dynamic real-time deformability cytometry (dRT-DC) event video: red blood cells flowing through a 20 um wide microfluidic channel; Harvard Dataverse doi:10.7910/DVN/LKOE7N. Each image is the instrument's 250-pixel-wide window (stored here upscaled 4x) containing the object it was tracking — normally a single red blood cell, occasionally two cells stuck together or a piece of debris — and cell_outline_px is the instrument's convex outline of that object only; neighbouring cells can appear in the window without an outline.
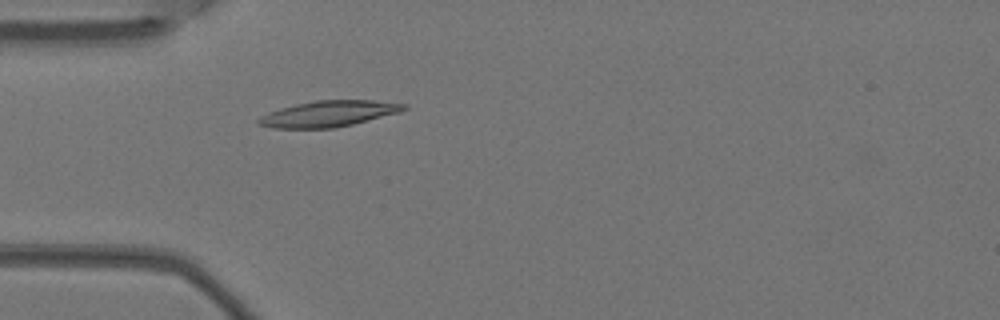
{"species": "Egyptian fruit bat (a non-hibernating species)", "species_latin": "Rousettus aegyptiacus", "temperature_condition": "warm", "stored_images_in_passage": 1, "camera_frame_rate_fps": 3000, "um_per_image_px": 0.085, "animal": {"sex": "female"}, "frame": {"image": 1, "passage_image": 1, "time_ms": 0.0, "image_size_px": [1000, 320], "cell_outline_px": [[408, 108], [400, 112], [336, 128], [272, 128], [260, 124], [256, 120], [260, 116], [268, 112], [280, 108], [296, 104], [316, 100], [372, 100], [408, 104]], "centroid_in_image_um": [27.94, 9.66], "position_along_channel_um": 57.1, "area_um2": 21.96}}